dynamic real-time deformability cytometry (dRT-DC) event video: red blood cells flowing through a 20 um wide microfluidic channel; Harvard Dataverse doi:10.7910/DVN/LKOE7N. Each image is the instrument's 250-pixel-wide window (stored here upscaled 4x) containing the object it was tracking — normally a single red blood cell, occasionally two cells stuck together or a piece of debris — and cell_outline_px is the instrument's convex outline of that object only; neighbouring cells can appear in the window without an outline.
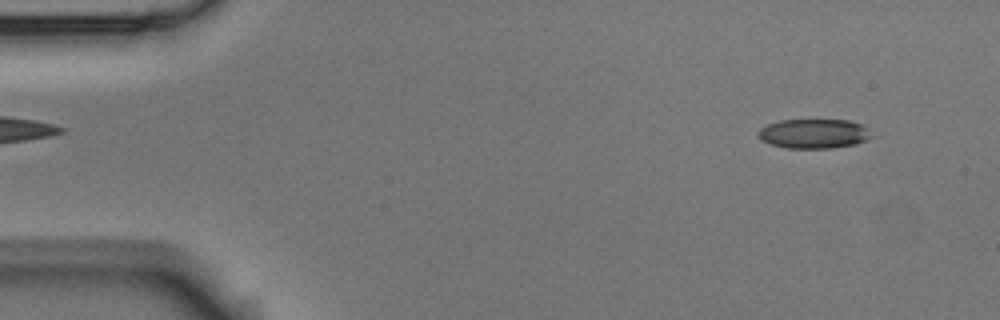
{"species": "Egyptian fruit bat (a non-hibernating species)", "species_latin": "Rousettus aegyptiacus", "temperature_condition": "room temperature", "stored_images_in_passage": 3, "camera_frame_rate_fps": 3000, "um_per_image_px": 0.085, "animal": {"sex": "male"}, "frame": {"image": 1, "passage_image": 1, "time_ms": 0.0, "image_size_px": [1000, 320], "cell_outline_px": [[880, 136], [856, 144], [832, 148], [788, 148], [772, 144], [760, 140], [756, 136], [756, 132], [760, 128], [768, 124], [780, 120], [848, 120], [864, 124]], "centroid_in_image_um": [69.29, 11.36], "position_along_channel_um": 15.7, "area_um2": 20.11}}